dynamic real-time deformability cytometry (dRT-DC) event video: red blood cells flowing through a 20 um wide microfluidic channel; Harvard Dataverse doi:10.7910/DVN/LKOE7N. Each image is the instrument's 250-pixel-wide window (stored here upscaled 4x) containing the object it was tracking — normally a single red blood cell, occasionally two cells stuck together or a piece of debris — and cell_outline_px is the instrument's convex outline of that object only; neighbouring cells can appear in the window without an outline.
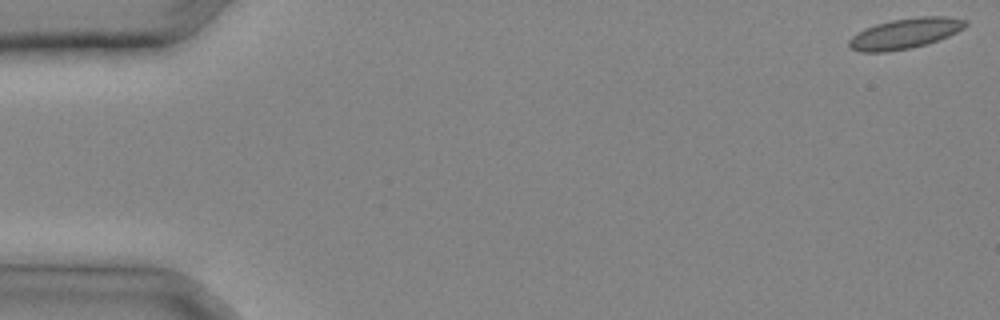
{"species": "common noctule bat (a hibernating species)", "species_latin": "Nyctalus noctula", "temperature_condition": "cold", "stored_images_in_passage": 9, "camera_frame_rate_fps": 3000, "um_per_image_px": 0.085, "animal": {"sex": "male", "body_mass_g": 20.4}, "frame": {"image": 1, "passage_image": 1, "time_ms": 0.0, "image_size_px": [1000, 320], "cell_outline_px": [[968, 24], [964, 28], [948, 36], [928, 44], [888, 52], [860, 52], [852, 48], [848, 44], [848, 40], [852, 36], [864, 28], [876, 24], [892, 20], [920, 16], [944, 16], [968, 20]], "centroid_in_image_um": [76.94, 2.84], "position_along_channel_um": 8.1, "area_um2": 20.63}}